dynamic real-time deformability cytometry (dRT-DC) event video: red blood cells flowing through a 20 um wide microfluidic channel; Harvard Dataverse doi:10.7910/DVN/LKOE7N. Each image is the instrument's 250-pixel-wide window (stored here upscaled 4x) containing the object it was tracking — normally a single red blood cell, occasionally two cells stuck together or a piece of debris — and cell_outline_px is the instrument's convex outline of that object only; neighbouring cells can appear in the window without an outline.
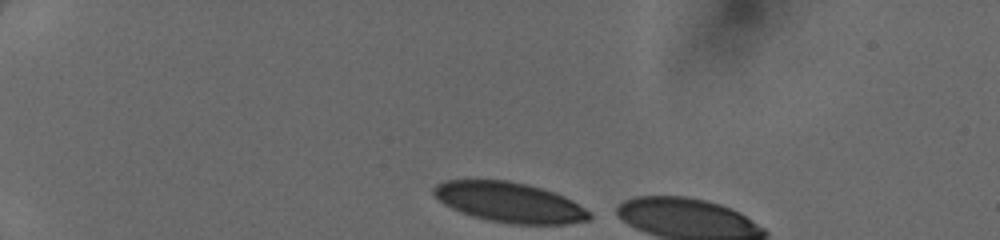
{"species": "human", "species_latin": "Homo sapiens", "temperature_condition": "cold", "stored_images_in_passage": 5, "camera_frame_rate_fps": 3000, "um_per_image_px": 0.085, "donor": {"sex": "female"}, "frame": {"image": 1, "passage_image": 1, "time_ms": 0.0, "image_size_px": [1000, 240], "cell_outline_px": [[592, 216], [588, 220], [568, 224], [512, 224], [488, 220], [472, 216], [452, 208], [444, 204], [432, 192], [432, 188], [436, 184], [444, 180], [508, 180], [528, 184], [564, 196], [572, 200], [584, 208]], "centroid_in_image_um": [43.29, 17.19], "position_along_channel_um": 41.7, "area_um2": 36.18}}